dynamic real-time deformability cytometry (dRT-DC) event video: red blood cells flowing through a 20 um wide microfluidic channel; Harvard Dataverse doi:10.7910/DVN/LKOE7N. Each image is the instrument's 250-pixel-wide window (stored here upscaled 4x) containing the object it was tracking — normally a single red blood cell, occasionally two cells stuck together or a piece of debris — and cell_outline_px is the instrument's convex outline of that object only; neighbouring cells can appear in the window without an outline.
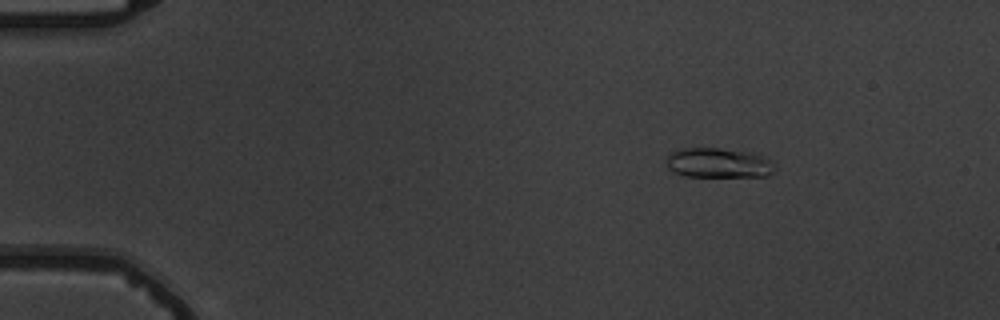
{"species": "common noctule bat (a hibernating species)", "species_latin": "Nyctalus noctula", "temperature_condition": "warm", "stored_images_in_passage": 8, "camera_frame_rate_fps": 3000, "um_per_image_px": 0.085, "animal": {"sex": "male", "body_mass_g": 19.5, "forearm_length_mm": 54.6}, "frame": {"image": 1, "passage_image": 2, "time_ms": 1.0, "image_size_px": [1000, 320], "cell_outline_px": [[776, 172], [768, 176], [684, 176], [668, 168], [668, 152], [676, 148], [716, 148], [756, 152], [776, 164]], "centroid_in_image_um": [61.12, 13.83], "position_along_channel_um": 23.9, "area_um2": 19.13}}
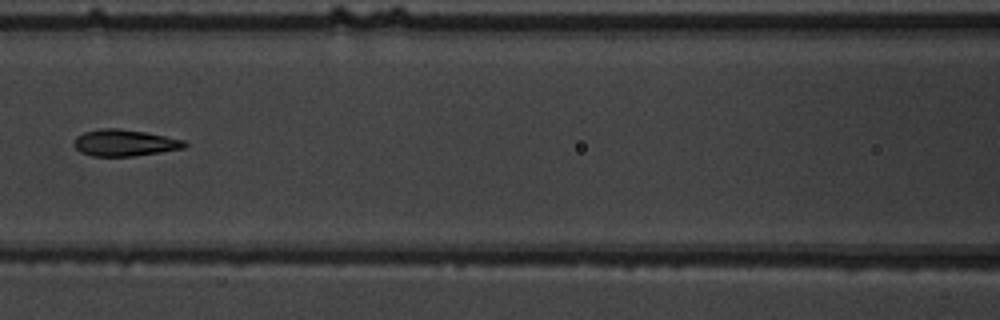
{"frame": {"image": 2, "passage_image": 7, "time_ms": 7.0, "image_size_px": [1000, 320], "cell_outline_px": [[188, 144], [184, 148], [160, 152], [132, 156], [92, 156], [80, 152], [72, 144], [76, 136], [84, 132], [100, 128], [120, 128], [144, 132], [184, 140]], "centroid_in_image_um": [10.55, 12.14], "position_along_channel_um": 156.1, "area_um2": 17.11}}
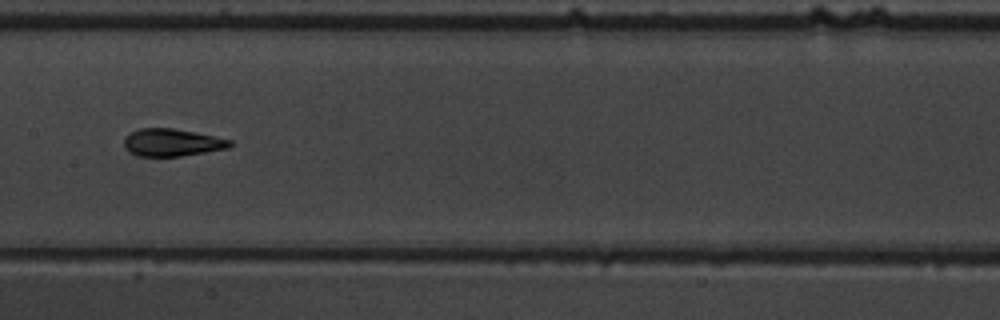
{"frame": {"image": 3, "passage_image": 8, "time_ms": 8.0, "image_size_px": [1000, 320], "cell_outline_px": [[232, 144], [228, 148], [180, 156], [136, 156], [128, 152], [124, 148], [124, 136], [140, 128], [172, 128], [232, 140]], "centroid_in_image_um": [14.56, 12.12], "position_along_channel_um": 192.8, "area_um2": 16.82}}